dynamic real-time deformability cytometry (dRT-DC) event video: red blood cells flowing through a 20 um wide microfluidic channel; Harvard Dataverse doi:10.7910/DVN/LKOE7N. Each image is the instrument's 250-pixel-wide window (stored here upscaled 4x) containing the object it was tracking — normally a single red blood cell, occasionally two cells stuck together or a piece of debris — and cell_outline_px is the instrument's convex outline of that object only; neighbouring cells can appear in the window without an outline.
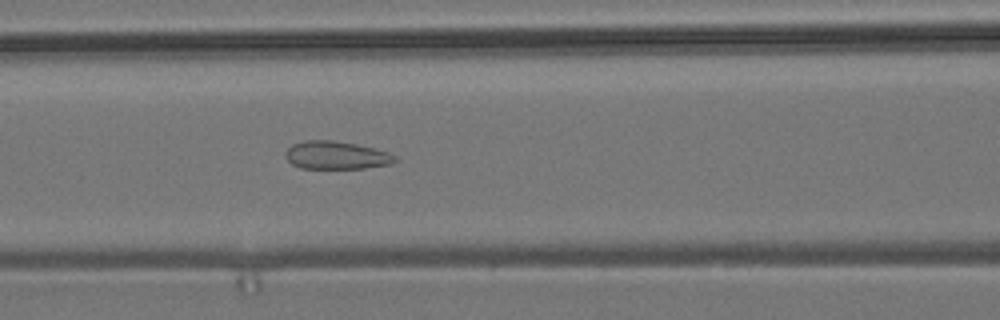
{"species": "common noctule bat (a hibernating species)", "species_latin": "Nyctalus noctula", "temperature_condition": "room temperature", "stored_images_in_passage": 38, "camera_frame_rate_fps": 3000, "um_per_image_px": 0.085, "animal": {"sex": "male", "body_mass_g": 19.2, "forearm_length_mm": 51.8}, "frame": {"image": 1, "passage_image": 6, "time_ms": 1.667, "image_size_px": [1000, 320], "cell_outline_px": [[396, 160], [388, 164], [364, 168], [300, 168], [292, 164], [284, 156], [284, 152], [292, 144], [304, 140], [332, 140], [356, 144], [388, 152], [396, 156]], "centroid_in_image_um": [28.52, 13.19], "position_along_channel_um": 138.1, "area_um2": 17.74}}
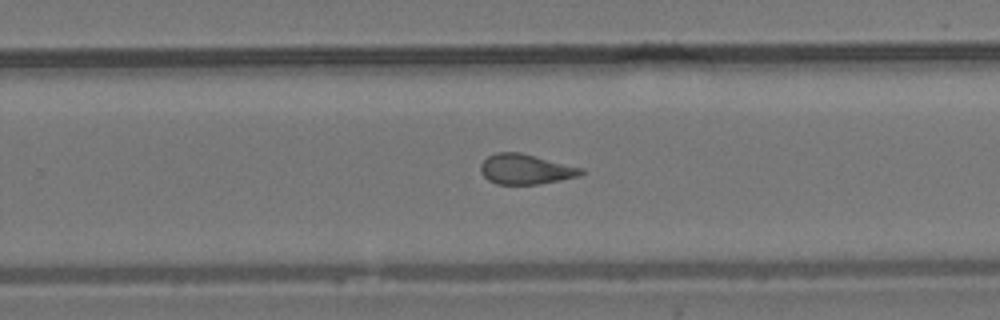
{"frame": {"image": 2, "passage_image": 18, "time_ms": 5.667, "image_size_px": [1000, 320], "cell_outline_px": [[584, 172], [580, 176], [540, 184], [496, 184], [488, 180], [480, 172], [480, 164], [488, 156], [496, 152], [520, 152], [584, 168]], "centroid_in_image_um": [44.68, 14.38], "position_along_channel_um": 285.1, "area_um2": 17.74}}
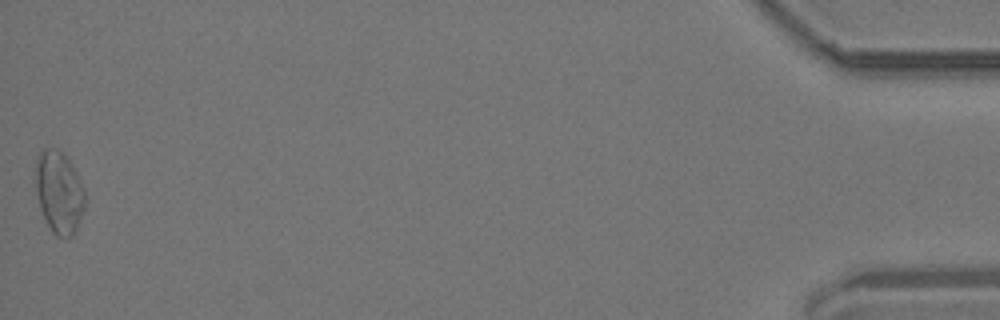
{"frame": {"image": 3, "passage_image": 38, "time_ms": 12.333, "image_size_px": [1000, 320], "cell_outline_px": [[84, 208], [76, 228], [72, 236], [56, 236], [52, 232], [40, 208], [36, 192], [36, 156], [44, 148], [56, 148], [64, 152], [72, 164], [84, 188]], "centroid_in_image_um": [5.01, 16.28], "position_along_channel_um": 430.2, "area_um2": 23.52}}